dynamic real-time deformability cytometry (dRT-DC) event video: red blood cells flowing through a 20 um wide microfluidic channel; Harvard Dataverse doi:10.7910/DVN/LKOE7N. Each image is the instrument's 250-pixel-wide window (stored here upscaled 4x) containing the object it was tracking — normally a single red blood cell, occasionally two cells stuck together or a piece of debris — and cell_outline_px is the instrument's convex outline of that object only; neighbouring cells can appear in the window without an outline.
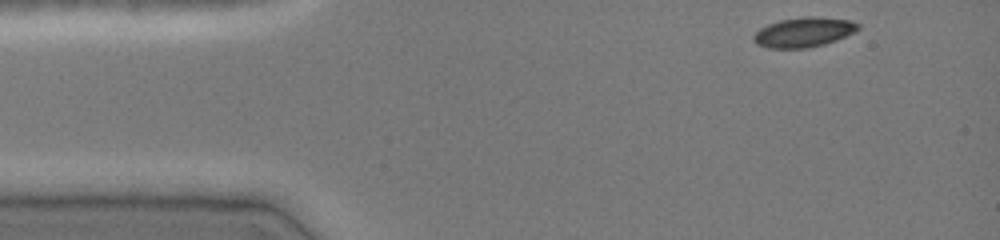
{"species": "common noctule bat (a hibernating species)", "species_latin": "Nyctalus noctula", "temperature_condition": "cold", "stored_images_in_passage": 38, "camera_frame_rate_fps": 3000, "um_per_image_px": 0.085, "animal": {"sex": "female", "body_mass_g": 19.0, "forearm_length_mm": 51.5}, "frame": {"image": 1, "passage_image": 1, "time_ms": 0.0, "image_size_px": [1000, 240], "cell_outline_px": [[860, 28], [856, 32], [836, 40], [824, 44], [808, 48], [768, 48], [756, 44], [752, 40], [752, 36], [760, 28], [768, 24], [780, 20], [804, 16], [812, 16], [848, 20], [860, 24]], "centroid_in_image_um": [68.31, 2.74], "position_along_channel_um": 16.7, "area_um2": 18.21}}
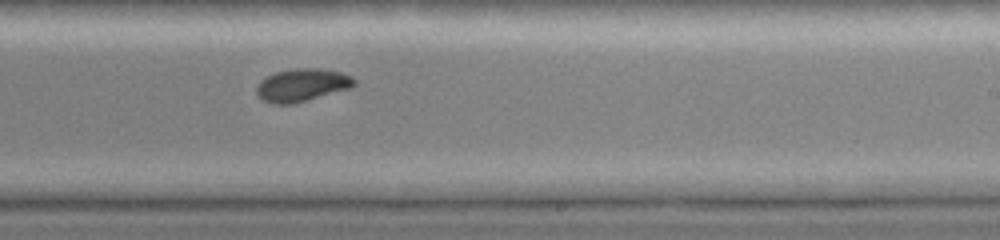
{"frame": {"image": 2, "passage_image": 25, "time_ms": 8.0, "image_size_px": [1000, 240], "cell_outline_px": [[356, 84], [348, 88], [292, 104], [272, 104], [264, 100], [256, 92], [256, 88], [260, 80], [276, 72], [292, 68], [316, 68], [340, 72], [352, 76], [356, 80]], "centroid_in_image_um": [25.65, 7.22], "position_along_channel_um": 263.3, "area_um2": 18.38}}
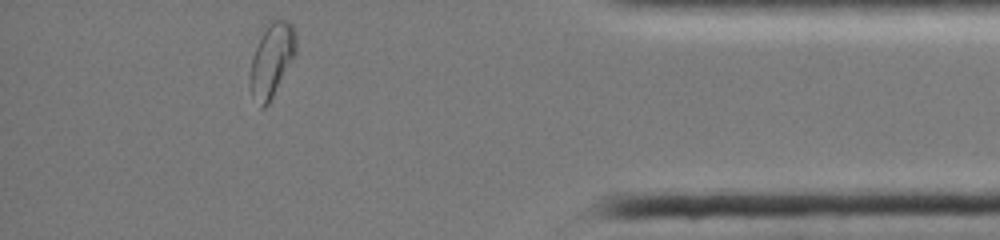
{"frame": {"image": 3, "passage_image": 38, "time_ms": 12.333, "image_size_px": [1000, 240], "cell_outline_px": [[296, 56], [268, 104], [264, 108], [260, 108], [248, 84], [248, 76], [252, 60], [256, 48], [268, 20], [288, 20], [292, 24], [296, 32]], "centroid_in_image_um": [23.11, 5.09], "position_along_channel_um": 412.1, "area_um2": 19.88}, "authors_computed_cell_mechanics": {"area_um2": 18.6983, "velocity_mm_per_s": 4.0395, "shape_relaxation_time_tau1_ms": 2.8001, "shape_relaxation_time_tau2_ms": null, "deformation_change_tau1": 0.0937, "deformation_change_tau2": null}}